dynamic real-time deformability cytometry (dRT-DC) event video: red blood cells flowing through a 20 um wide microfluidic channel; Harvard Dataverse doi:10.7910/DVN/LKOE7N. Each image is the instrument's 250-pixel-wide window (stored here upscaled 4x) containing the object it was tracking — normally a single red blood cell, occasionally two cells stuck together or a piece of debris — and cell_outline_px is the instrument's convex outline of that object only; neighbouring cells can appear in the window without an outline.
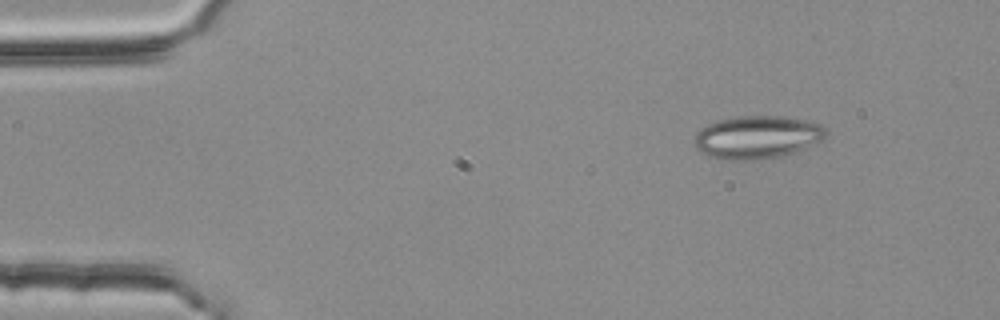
{"species": "common noctule bat (a hibernating species)", "species_latin": "Nyctalus noctula", "temperature_condition": "room temperature", "stored_images_in_passage": 3, "segment_of_instrument_passage": [2, 2], "camera_frame_rate_fps": 3000, "um_per_image_px": 0.085, "animal": {"sex": "female", "body_mass_g": 25.1}, "frame": {"image": 1, "passage_image": 3, "time_ms": 0.667, "image_size_px": [1000, 320], "cell_outline_px": [[824, 140], [792, 152], [780, 156], [756, 160], [724, 160], [708, 156], [700, 152], [696, 148], [692, 140], [696, 132], [700, 128], [708, 124], [720, 120], [740, 116], [780, 116], [804, 120], [820, 124], [824, 128]], "centroid_in_image_um": [64.28, 11.67], "position_along_channel_um": 20.7, "area_um2": 32.83}}